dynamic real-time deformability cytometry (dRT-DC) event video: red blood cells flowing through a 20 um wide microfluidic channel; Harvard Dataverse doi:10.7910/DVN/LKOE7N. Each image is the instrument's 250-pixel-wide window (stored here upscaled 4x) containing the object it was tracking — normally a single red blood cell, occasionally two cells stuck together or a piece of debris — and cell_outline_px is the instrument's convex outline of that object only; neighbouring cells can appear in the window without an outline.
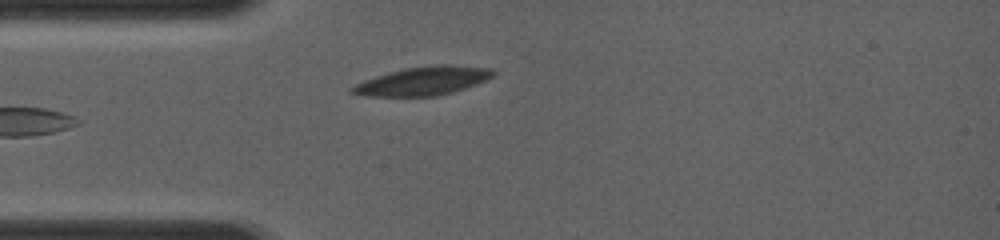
{"species": "common noctule bat (a hibernating species)", "species_latin": "Nyctalus noctula", "temperature_condition": "room temperature", "stored_images_in_passage": 3, "camera_frame_rate_fps": 4000, "um_per_image_px": 0.085, "animal": {"sex": "female", "body_mass_g": 19.0, "forearm_length_mm": 56.7}, "frame": {"image": 1, "passage_image": 3, "time_ms": 2.25, "image_size_px": [1000, 240], "cell_outline_px": [[496, 76], [476, 84], [452, 92], [436, 96], [368, 96], [348, 92], [348, 88], [364, 80], [376, 76], [404, 68], [436, 64], [444, 64], [492, 68], [496, 72]], "centroid_in_image_um": [35.98, 6.87], "position_along_channel_um": 49.0, "area_um2": 23.52}}